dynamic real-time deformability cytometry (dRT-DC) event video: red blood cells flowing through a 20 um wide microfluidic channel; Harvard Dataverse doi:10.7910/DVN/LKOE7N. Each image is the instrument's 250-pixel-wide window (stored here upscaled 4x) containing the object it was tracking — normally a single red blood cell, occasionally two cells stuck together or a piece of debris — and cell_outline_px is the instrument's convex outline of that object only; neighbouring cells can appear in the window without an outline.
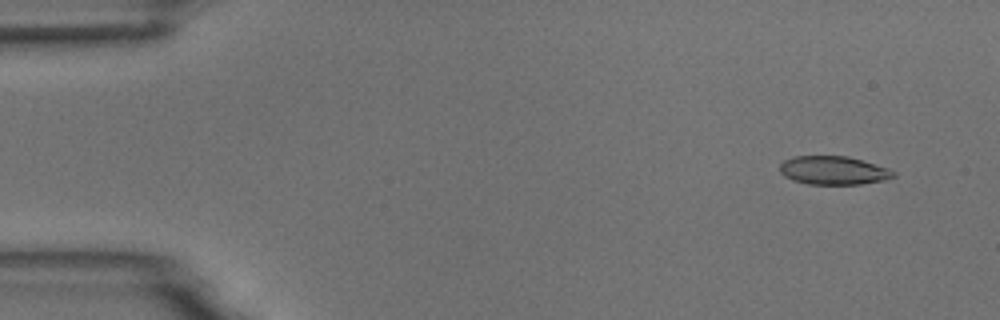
{"species": "common noctule bat (a hibernating species)", "species_latin": "Nyctalus noctula", "temperature_condition": "room temperature", "stored_images_in_passage": 29, "camera_frame_rate_fps": 3000, "um_per_image_px": 0.085, "animal": {"sex": "male", "body_mass_g": 18.8}, "frame": {"image": 1, "passage_image": 1, "time_ms": 0.0, "image_size_px": [1000, 320], "cell_outline_px": [[896, 176], [884, 180], [860, 184], [808, 184], [792, 180], [784, 176], [780, 172], [780, 164], [784, 160], [792, 156], [848, 156], [888, 168], [896, 172]], "centroid_in_image_um": [70.83, 14.48], "position_along_channel_um": 14.2, "area_um2": 18.9}}
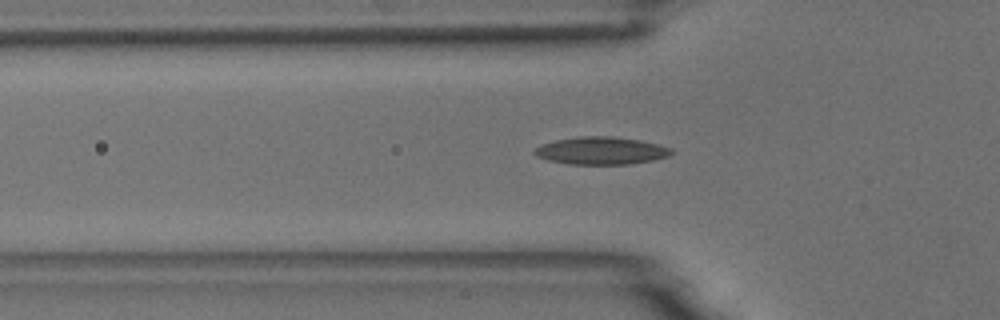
{"frame": {"image": 2, "passage_image": 15, "time_ms": 4.667, "image_size_px": [1000, 320], "cell_outline_px": [[672, 152], [668, 156], [652, 160], [628, 164], [568, 164], [548, 160], [536, 156], [532, 152], [540, 144], [556, 140], [580, 136], [612, 136], [640, 140], [672, 148]], "centroid_in_image_um": [51.06, 12.8], "position_along_channel_um": 74.7, "area_um2": 21.91}}
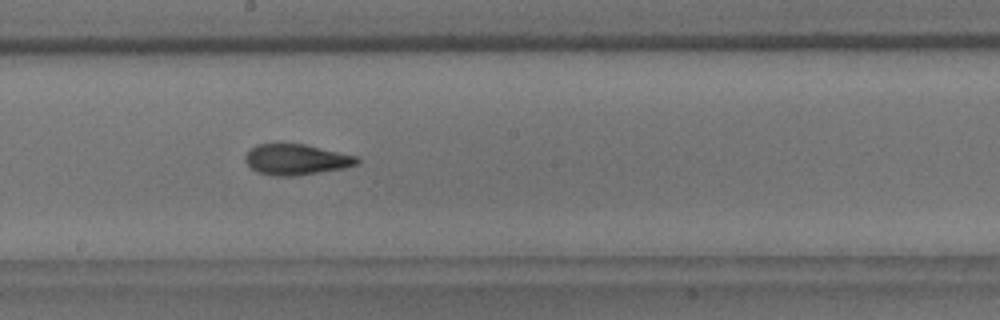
{"frame": {"image": 3, "passage_image": 27, "time_ms": 8.667, "image_size_px": [1000, 320], "cell_outline_px": [[360, 164], [344, 168], [292, 176], [272, 176], [256, 172], [244, 160], [244, 156], [256, 144], [304, 144], [356, 156], [360, 160]], "centroid_in_image_um": [25.17, 13.57], "position_along_channel_um": 223.0, "area_um2": 19.88}}